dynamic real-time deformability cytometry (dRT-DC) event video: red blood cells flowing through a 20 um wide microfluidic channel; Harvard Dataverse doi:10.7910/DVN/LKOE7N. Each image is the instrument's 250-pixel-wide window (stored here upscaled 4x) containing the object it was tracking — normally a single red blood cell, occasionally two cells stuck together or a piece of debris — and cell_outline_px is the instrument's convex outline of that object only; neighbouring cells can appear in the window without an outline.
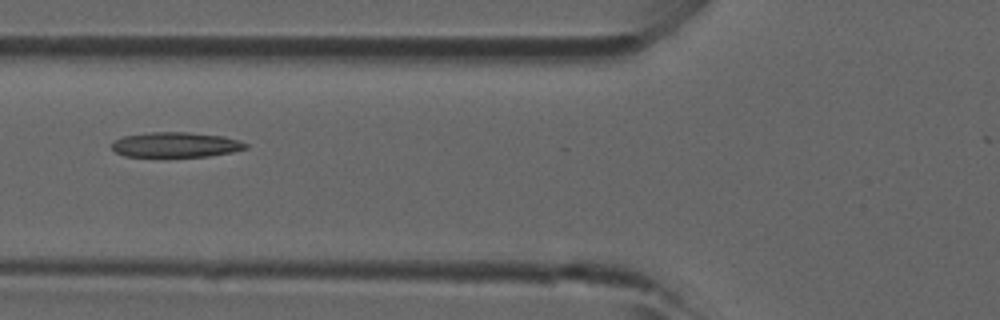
{"species": "common noctule bat (a hibernating species)", "species_latin": "Nyctalus noctula", "temperature_condition": "room temperature", "stored_images_in_passage": 41, "camera_frame_rate_fps": 3000, "um_per_image_px": 0.085, "animal": {"sex": "male", "forearm_length_mm": 52.5}, "frame": {"image": 1, "passage_image": 18, "time_ms": 5.667, "image_size_px": [1000, 320], "cell_outline_px": [[248, 148], [232, 152], [208, 156], [124, 156], [116, 152], [112, 148], [112, 144], [116, 140], [124, 136], [148, 132], [188, 132], [224, 136], [248, 144]], "centroid_in_image_um": [14.95, 12.29], "position_along_channel_um": 110.8, "area_um2": 19.36}}